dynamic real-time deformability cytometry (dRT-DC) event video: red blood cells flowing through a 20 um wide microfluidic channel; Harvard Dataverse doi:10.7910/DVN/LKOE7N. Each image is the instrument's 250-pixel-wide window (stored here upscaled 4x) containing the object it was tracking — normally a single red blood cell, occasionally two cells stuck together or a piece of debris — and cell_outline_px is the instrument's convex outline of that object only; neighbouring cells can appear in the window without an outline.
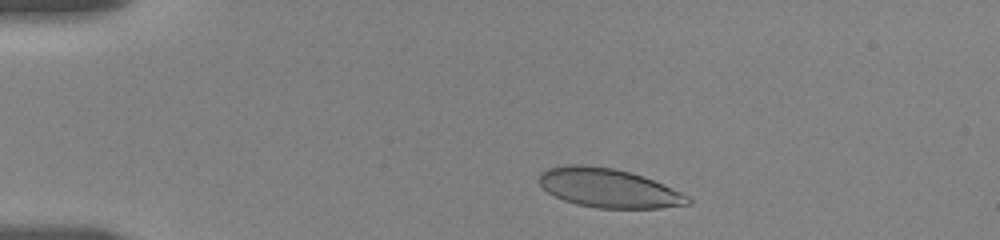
{"species": "human", "species_latin": "Homo sapiens", "temperature_condition": "room temperature", "stored_images_in_passage": 8, "camera_frame_rate_fps": 3000, "um_per_image_px": 0.085, "donor": {"sex": "female"}, "frame": {"image": 1, "passage_image": 4, "time_ms": 1.333, "image_size_px": [1000, 240], "cell_outline_px": [[692, 200], [688, 204], [660, 208], [596, 208], [576, 204], [564, 200], [548, 192], [540, 184], [540, 172], [548, 168], [568, 164], [580, 164], [612, 168], [644, 176], [680, 192], [688, 196]], "centroid_in_image_um": [51.71, 15.98], "position_along_channel_um": 33.3, "area_um2": 33.52}}